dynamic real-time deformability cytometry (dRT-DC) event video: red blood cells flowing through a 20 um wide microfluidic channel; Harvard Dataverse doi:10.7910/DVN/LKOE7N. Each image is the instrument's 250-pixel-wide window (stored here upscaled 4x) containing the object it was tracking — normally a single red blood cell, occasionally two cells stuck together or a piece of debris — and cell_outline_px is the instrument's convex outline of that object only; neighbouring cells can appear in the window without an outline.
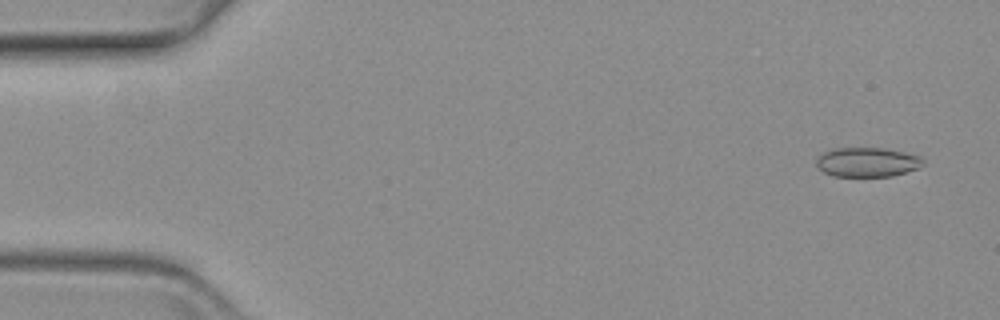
{"species": "common noctule bat (a hibernating species)", "species_latin": "Nyctalus noctula", "temperature_condition": "warm", "stored_images_in_passage": 59, "camera_frame_rate_fps": 3000, "um_per_image_px": 0.085, "animal": {"sex": "female", "body_mass_g": 19.3, "forearm_length_mm": 54.1}, "frame": {"image": 1, "passage_image": 3, "time_ms": 0.667, "image_size_px": [1000, 320], "cell_outline_px": [[924, 164], [916, 168], [892, 176], [832, 176], [824, 172], [816, 164], [816, 160], [824, 152], [832, 148], [884, 148], [904, 152], [920, 156], [924, 160]], "centroid_in_image_um": [73.71, 13.77], "position_along_channel_um": 11.3, "area_um2": 18.15}}
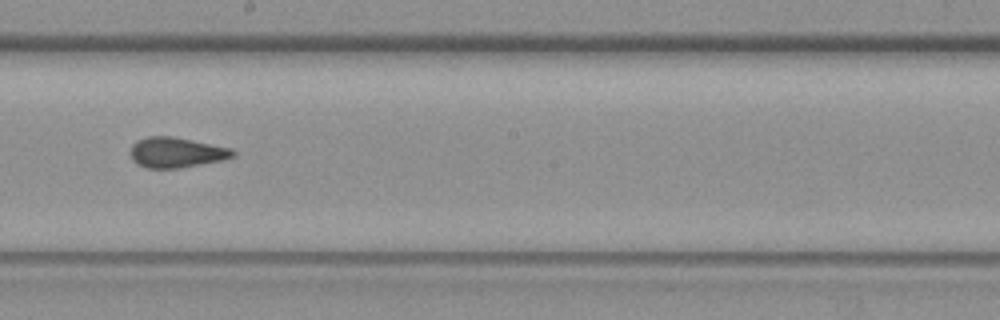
{"frame": {"image": 2, "passage_image": 33, "time_ms": 10.667, "image_size_px": [1000, 320], "cell_outline_px": [[236, 156], [220, 160], [180, 168], [144, 168], [136, 164], [132, 160], [128, 152], [132, 144], [136, 140], [148, 136], [172, 136], [232, 148], [236, 152]], "centroid_in_image_um": [14.93, 12.96], "position_along_channel_um": 233.3, "area_um2": 18.32}}
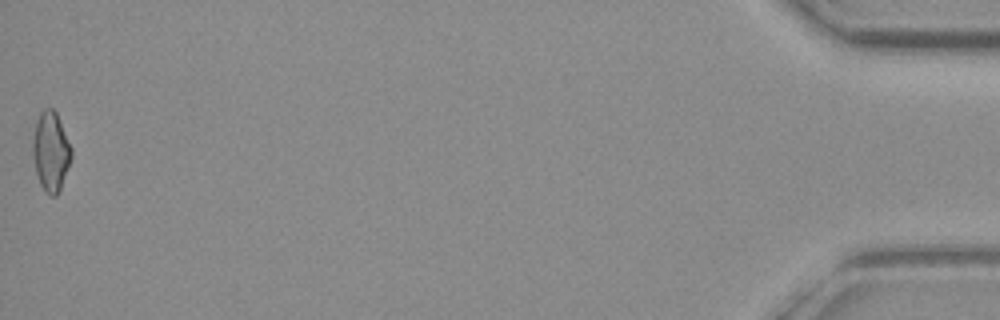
{"frame": {"image": 3, "passage_image": 59, "time_ms": 19.333, "image_size_px": [1000, 320], "cell_outline_px": [[72, 156], [60, 188], [56, 196], [48, 196], [44, 192], [40, 184], [36, 172], [32, 152], [32, 140], [36, 120], [40, 112], [44, 108], [52, 108], [56, 112], [72, 148]], "centroid_in_image_um": [4.3, 12.87], "position_along_channel_um": 430.9, "area_um2": 17.92}}